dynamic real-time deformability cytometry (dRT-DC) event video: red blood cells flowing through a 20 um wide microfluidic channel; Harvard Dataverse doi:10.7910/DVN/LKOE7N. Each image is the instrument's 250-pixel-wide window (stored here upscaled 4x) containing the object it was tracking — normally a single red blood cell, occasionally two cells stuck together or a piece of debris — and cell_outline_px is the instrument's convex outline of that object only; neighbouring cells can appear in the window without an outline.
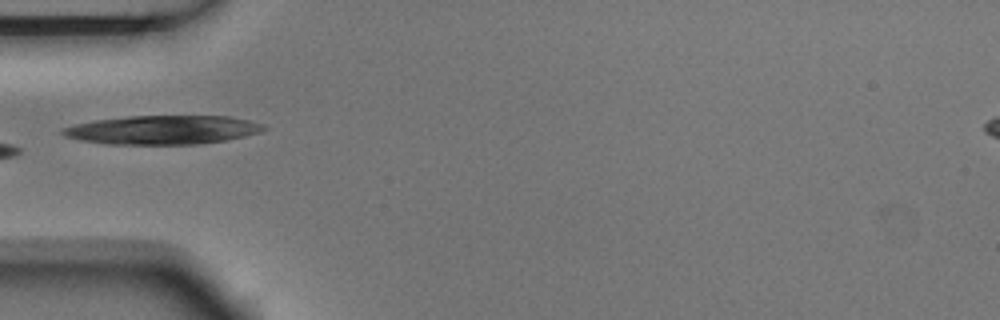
{"species": "Egyptian fruit bat (a non-hibernating species)", "species_latin": "Rousettus aegyptiacus", "temperature_condition": "room temperature", "stored_images_in_passage": 3, "camera_frame_rate_fps": 3000, "um_per_image_px": 0.085, "animal": {"sex": "male"}, "frame": {"image": 1, "passage_image": 3, "time_ms": 0.667, "image_size_px": [1000, 320], "cell_outline_px": [[268, 128], [260, 132], [244, 136], [224, 140], [196, 144], [108, 144], [80, 140], [64, 136], [60, 132], [60, 128], [76, 124], [96, 120], [128, 116], [228, 116], [248, 120], [264, 124]], "centroid_in_image_um": [13.81, 11.03], "position_along_channel_um": 71.2, "area_um2": 33.7}}